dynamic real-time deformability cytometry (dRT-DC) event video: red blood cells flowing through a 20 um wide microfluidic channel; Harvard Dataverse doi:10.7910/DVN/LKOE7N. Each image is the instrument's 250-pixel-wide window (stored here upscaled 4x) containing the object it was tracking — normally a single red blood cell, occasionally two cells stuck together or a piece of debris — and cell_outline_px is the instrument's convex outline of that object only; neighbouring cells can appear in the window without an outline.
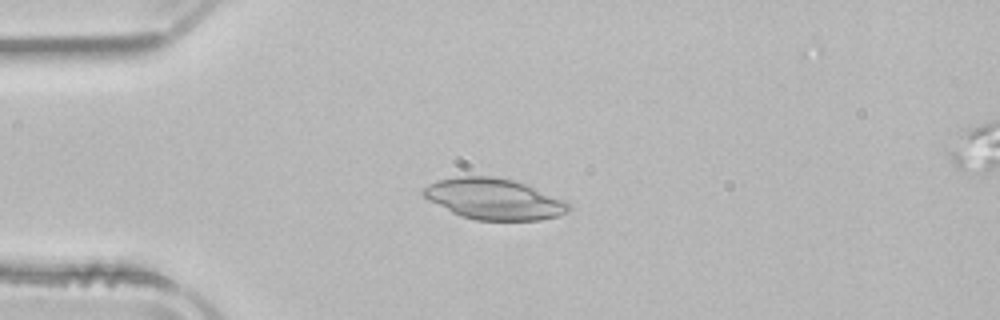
{"species": "common noctule bat (a hibernating species)", "species_latin": "Nyctalus noctula", "temperature_condition": "room temperature", "stored_images_in_passage": 41, "camera_frame_rate_fps": 3000, "um_per_image_px": 0.085, "animal": {"sex": "male", "body_mass_g": 21.5, "forearm_length_mm": 52.0}, "frame": {"image": 1, "passage_image": 2, "time_ms": 0.333, "image_size_px": [1000, 320], "cell_outline_px": [[572, 208], [568, 212], [556, 216], [540, 220], [476, 220], [460, 216], [452, 212], [424, 196], [420, 192], [428, 184], [440, 180], [456, 176], [492, 176], [512, 180], [524, 184], [564, 200], [572, 204]], "centroid_in_image_um": [42.01, 16.92], "position_along_channel_um": 43.0, "area_um2": 34.33}}
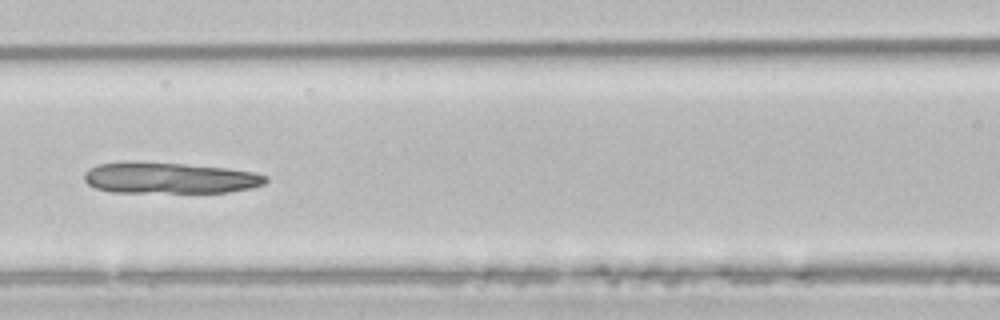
{"frame": {"image": 2, "passage_image": 12, "time_ms": 3.667, "image_size_px": [1000, 320], "cell_outline_px": [[268, 180], [264, 184], [252, 188], [228, 192], [112, 192], [96, 188], [88, 184], [84, 180], [84, 172], [88, 168], [96, 164], [124, 160], [136, 160], [184, 164], [224, 168], [256, 172], [268, 176]], "centroid_in_image_um": [14.36, 15.1], "position_along_channel_um": 152.2, "area_um2": 33.52}}
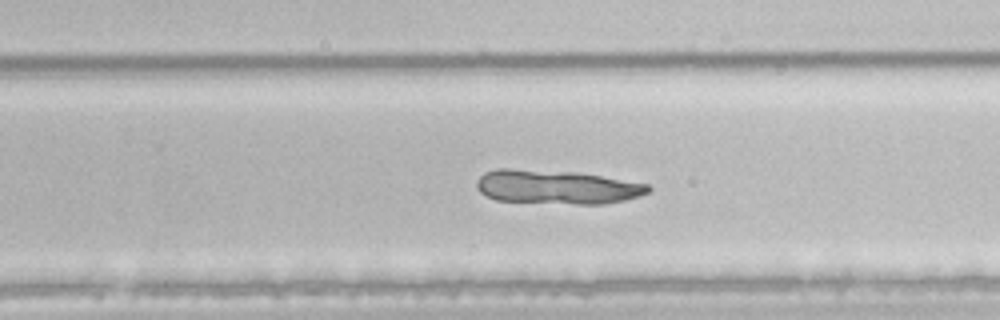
{"frame": {"image": 3, "passage_image": 22, "time_ms": 7.0, "image_size_px": [1000, 320], "cell_outline_px": [[652, 188], [648, 192], [640, 196], [624, 200], [604, 204], [576, 204], [496, 200], [480, 192], [476, 188], [476, 180], [484, 172], [496, 168], [512, 168], [576, 172], [648, 184]], "centroid_in_image_um": [47.29, 15.89], "position_along_channel_um": 282.5, "area_um2": 34.04}}